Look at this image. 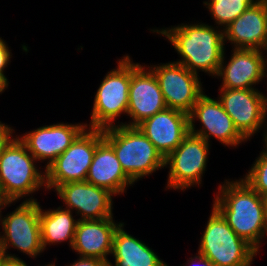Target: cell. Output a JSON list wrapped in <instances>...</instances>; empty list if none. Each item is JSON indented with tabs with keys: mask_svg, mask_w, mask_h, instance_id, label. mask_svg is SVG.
<instances>
[{
	"mask_svg": "<svg viewBox=\"0 0 267 266\" xmlns=\"http://www.w3.org/2000/svg\"><path fill=\"white\" fill-rule=\"evenodd\" d=\"M124 226L123 222L114 234V263L109 261V266H168L148 244L127 233Z\"/></svg>",
	"mask_w": 267,
	"mask_h": 266,
	"instance_id": "cell-21",
	"label": "cell"
},
{
	"mask_svg": "<svg viewBox=\"0 0 267 266\" xmlns=\"http://www.w3.org/2000/svg\"><path fill=\"white\" fill-rule=\"evenodd\" d=\"M59 206L56 209L46 210L41 208L40 205V228H41V241L44 251L49 245H57L68 241V245L72 248L75 231L78 219L75 220L71 210Z\"/></svg>",
	"mask_w": 267,
	"mask_h": 266,
	"instance_id": "cell-22",
	"label": "cell"
},
{
	"mask_svg": "<svg viewBox=\"0 0 267 266\" xmlns=\"http://www.w3.org/2000/svg\"><path fill=\"white\" fill-rule=\"evenodd\" d=\"M12 203H15V201H10L9 199H0V225H2L3 220L2 210L12 206Z\"/></svg>",
	"mask_w": 267,
	"mask_h": 266,
	"instance_id": "cell-29",
	"label": "cell"
},
{
	"mask_svg": "<svg viewBox=\"0 0 267 266\" xmlns=\"http://www.w3.org/2000/svg\"><path fill=\"white\" fill-rule=\"evenodd\" d=\"M197 253L214 266H251L259 252L239 237L212 206Z\"/></svg>",
	"mask_w": 267,
	"mask_h": 266,
	"instance_id": "cell-5",
	"label": "cell"
},
{
	"mask_svg": "<svg viewBox=\"0 0 267 266\" xmlns=\"http://www.w3.org/2000/svg\"><path fill=\"white\" fill-rule=\"evenodd\" d=\"M210 146V143L203 138L189 133L181 144L165 158V169H169L165 187L183 192L196 185L201 187Z\"/></svg>",
	"mask_w": 267,
	"mask_h": 266,
	"instance_id": "cell-9",
	"label": "cell"
},
{
	"mask_svg": "<svg viewBox=\"0 0 267 266\" xmlns=\"http://www.w3.org/2000/svg\"><path fill=\"white\" fill-rule=\"evenodd\" d=\"M256 158L242 179L263 197L267 193V153L262 149Z\"/></svg>",
	"mask_w": 267,
	"mask_h": 266,
	"instance_id": "cell-24",
	"label": "cell"
},
{
	"mask_svg": "<svg viewBox=\"0 0 267 266\" xmlns=\"http://www.w3.org/2000/svg\"><path fill=\"white\" fill-rule=\"evenodd\" d=\"M102 129L86 128L46 169L47 191L68 182L86 181L96 147L103 141Z\"/></svg>",
	"mask_w": 267,
	"mask_h": 266,
	"instance_id": "cell-8",
	"label": "cell"
},
{
	"mask_svg": "<svg viewBox=\"0 0 267 266\" xmlns=\"http://www.w3.org/2000/svg\"><path fill=\"white\" fill-rule=\"evenodd\" d=\"M148 67L158 80L167 108L189 114L204 93L200 76L175 61Z\"/></svg>",
	"mask_w": 267,
	"mask_h": 266,
	"instance_id": "cell-12",
	"label": "cell"
},
{
	"mask_svg": "<svg viewBox=\"0 0 267 266\" xmlns=\"http://www.w3.org/2000/svg\"><path fill=\"white\" fill-rule=\"evenodd\" d=\"M36 163L39 162L18 137L4 149L0 154V187L4 197L15 202L22 198L36 201L32 194L43 188L47 191L46 171Z\"/></svg>",
	"mask_w": 267,
	"mask_h": 266,
	"instance_id": "cell-4",
	"label": "cell"
},
{
	"mask_svg": "<svg viewBox=\"0 0 267 266\" xmlns=\"http://www.w3.org/2000/svg\"><path fill=\"white\" fill-rule=\"evenodd\" d=\"M0 199H8V198L4 197V195H3L2 191H1V187H0Z\"/></svg>",
	"mask_w": 267,
	"mask_h": 266,
	"instance_id": "cell-34",
	"label": "cell"
},
{
	"mask_svg": "<svg viewBox=\"0 0 267 266\" xmlns=\"http://www.w3.org/2000/svg\"><path fill=\"white\" fill-rule=\"evenodd\" d=\"M235 128L248 141L267 124V95L258 89L219 88L217 97ZM264 126V127H263Z\"/></svg>",
	"mask_w": 267,
	"mask_h": 266,
	"instance_id": "cell-10",
	"label": "cell"
},
{
	"mask_svg": "<svg viewBox=\"0 0 267 266\" xmlns=\"http://www.w3.org/2000/svg\"><path fill=\"white\" fill-rule=\"evenodd\" d=\"M14 134L15 129L13 127L0 121V154L17 137Z\"/></svg>",
	"mask_w": 267,
	"mask_h": 266,
	"instance_id": "cell-26",
	"label": "cell"
},
{
	"mask_svg": "<svg viewBox=\"0 0 267 266\" xmlns=\"http://www.w3.org/2000/svg\"><path fill=\"white\" fill-rule=\"evenodd\" d=\"M137 127L166 158L190 133L188 114L171 108L157 112Z\"/></svg>",
	"mask_w": 267,
	"mask_h": 266,
	"instance_id": "cell-17",
	"label": "cell"
},
{
	"mask_svg": "<svg viewBox=\"0 0 267 266\" xmlns=\"http://www.w3.org/2000/svg\"><path fill=\"white\" fill-rule=\"evenodd\" d=\"M264 203H265V209H266V218H267V193L263 196Z\"/></svg>",
	"mask_w": 267,
	"mask_h": 266,
	"instance_id": "cell-33",
	"label": "cell"
},
{
	"mask_svg": "<svg viewBox=\"0 0 267 266\" xmlns=\"http://www.w3.org/2000/svg\"><path fill=\"white\" fill-rule=\"evenodd\" d=\"M86 128V123L58 122L30 130L17 137L37 161L47 162L43 166L45 170Z\"/></svg>",
	"mask_w": 267,
	"mask_h": 266,
	"instance_id": "cell-15",
	"label": "cell"
},
{
	"mask_svg": "<svg viewBox=\"0 0 267 266\" xmlns=\"http://www.w3.org/2000/svg\"><path fill=\"white\" fill-rule=\"evenodd\" d=\"M5 260V258L0 254V264Z\"/></svg>",
	"mask_w": 267,
	"mask_h": 266,
	"instance_id": "cell-36",
	"label": "cell"
},
{
	"mask_svg": "<svg viewBox=\"0 0 267 266\" xmlns=\"http://www.w3.org/2000/svg\"><path fill=\"white\" fill-rule=\"evenodd\" d=\"M258 1L259 0H205L203 4L208 9L207 11L210 12L211 19L215 21L214 25L224 29Z\"/></svg>",
	"mask_w": 267,
	"mask_h": 266,
	"instance_id": "cell-23",
	"label": "cell"
},
{
	"mask_svg": "<svg viewBox=\"0 0 267 266\" xmlns=\"http://www.w3.org/2000/svg\"><path fill=\"white\" fill-rule=\"evenodd\" d=\"M186 262L183 266H214L209 259L199 253L197 255L195 253V256L189 258Z\"/></svg>",
	"mask_w": 267,
	"mask_h": 266,
	"instance_id": "cell-28",
	"label": "cell"
},
{
	"mask_svg": "<svg viewBox=\"0 0 267 266\" xmlns=\"http://www.w3.org/2000/svg\"><path fill=\"white\" fill-rule=\"evenodd\" d=\"M262 136H263V141L262 142H264V145H265V146H263V148H264L263 150L267 153V124H266V126H265V128L263 130Z\"/></svg>",
	"mask_w": 267,
	"mask_h": 266,
	"instance_id": "cell-31",
	"label": "cell"
},
{
	"mask_svg": "<svg viewBox=\"0 0 267 266\" xmlns=\"http://www.w3.org/2000/svg\"><path fill=\"white\" fill-rule=\"evenodd\" d=\"M150 31L162 35L171 43L181 58L175 62L198 76L201 71L212 77L217 75L226 52L223 29L194 22Z\"/></svg>",
	"mask_w": 267,
	"mask_h": 266,
	"instance_id": "cell-2",
	"label": "cell"
},
{
	"mask_svg": "<svg viewBox=\"0 0 267 266\" xmlns=\"http://www.w3.org/2000/svg\"><path fill=\"white\" fill-rule=\"evenodd\" d=\"M12 53L7 42L0 37V79L9 86V81L5 75V70L11 62Z\"/></svg>",
	"mask_w": 267,
	"mask_h": 266,
	"instance_id": "cell-25",
	"label": "cell"
},
{
	"mask_svg": "<svg viewBox=\"0 0 267 266\" xmlns=\"http://www.w3.org/2000/svg\"><path fill=\"white\" fill-rule=\"evenodd\" d=\"M226 61L224 52L215 78L222 81L219 88L257 89L262 80H267V56L259 49L232 48ZM267 84V82H266Z\"/></svg>",
	"mask_w": 267,
	"mask_h": 266,
	"instance_id": "cell-14",
	"label": "cell"
},
{
	"mask_svg": "<svg viewBox=\"0 0 267 266\" xmlns=\"http://www.w3.org/2000/svg\"><path fill=\"white\" fill-rule=\"evenodd\" d=\"M6 89H8V86L0 79V94H2Z\"/></svg>",
	"mask_w": 267,
	"mask_h": 266,
	"instance_id": "cell-32",
	"label": "cell"
},
{
	"mask_svg": "<svg viewBox=\"0 0 267 266\" xmlns=\"http://www.w3.org/2000/svg\"><path fill=\"white\" fill-rule=\"evenodd\" d=\"M232 48L259 49L267 44V0H259L223 29Z\"/></svg>",
	"mask_w": 267,
	"mask_h": 266,
	"instance_id": "cell-18",
	"label": "cell"
},
{
	"mask_svg": "<svg viewBox=\"0 0 267 266\" xmlns=\"http://www.w3.org/2000/svg\"><path fill=\"white\" fill-rule=\"evenodd\" d=\"M103 139L113 148L124 172L134 183L165 168V158L137 126L103 129Z\"/></svg>",
	"mask_w": 267,
	"mask_h": 266,
	"instance_id": "cell-3",
	"label": "cell"
},
{
	"mask_svg": "<svg viewBox=\"0 0 267 266\" xmlns=\"http://www.w3.org/2000/svg\"><path fill=\"white\" fill-rule=\"evenodd\" d=\"M86 181L109 190L115 196L124 194L127 187L135 185L124 172L113 148L105 140L96 147Z\"/></svg>",
	"mask_w": 267,
	"mask_h": 266,
	"instance_id": "cell-20",
	"label": "cell"
},
{
	"mask_svg": "<svg viewBox=\"0 0 267 266\" xmlns=\"http://www.w3.org/2000/svg\"><path fill=\"white\" fill-rule=\"evenodd\" d=\"M188 116L190 133L203 138L208 143L212 137L229 148H236L247 142L235 128L220 100L211 98L205 92L198 98ZM197 120L201 124L200 129L195 127Z\"/></svg>",
	"mask_w": 267,
	"mask_h": 266,
	"instance_id": "cell-11",
	"label": "cell"
},
{
	"mask_svg": "<svg viewBox=\"0 0 267 266\" xmlns=\"http://www.w3.org/2000/svg\"><path fill=\"white\" fill-rule=\"evenodd\" d=\"M231 180V181H230ZM219 184L212 206L234 232L258 252L267 235V218L263 197L242 178L225 179Z\"/></svg>",
	"mask_w": 267,
	"mask_h": 266,
	"instance_id": "cell-1",
	"label": "cell"
},
{
	"mask_svg": "<svg viewBox=\"0 0 267 266\" xmlns=\"http://www.w3.org/2000/svg\"><path fill=\"white\" fill-rule=\"evenodd\" d=\"M40 202L23 201L12 212L3 216L0 232V254L11 261H23L9 253L13 248L35 258L44 252L41 241Z\"/></svg>",
	"mask_w": 267,
	"mask_h": 266,
	"instance_id": "cell-6",
	"label": "cell"
},
{
	"mask_svg": "<svg viewBox=\"0 0 267 266\" xmlns=\"http://www.w3.org/2000/svg\"><path fill=\"white\" fill-rule=\"evenodd\" d=\"M43 266H56V264H55V262L52 261V263H49V262H48V264H45V265H43Z\"/></svg>",
	"mask_w": 267,
	"mask_h": 266,
	"instance_id": "cell-35",
	"label": "cell"
},
{
	"mask_svg": "<svg viewBox=\"0 0 267 266\" xmlns=\"http://www.w3.org/2000/svg\"><path fill=\"white\" fill-rule=\"evenodd\" d=\"M131 81V57L126 54L118 59L117 66L102 79L94 101L87 128L106 129L116 126L122 114L127 116Z\"/></svg>",
	"mask_w": 267,
	"mask_h": 266,
	"instance_id": "cell-7",
	"label": "cell"
},
{
	"mask_svg": "<svg viewBox=\"0 0 267 266\" xmlns=\"http://www.w3.org/2000/svg\"><path fill=\"white\" fill-rule=\"evenodd\" d=\"M66 266H109V262L98 259V258H89V257H80L74 262Z\"/></svg>",
	"mask_w": 267,
	"mask_h": 266,
	"instance_id": "cell-27",
	"label": "cell"
},
{
	"mask_svg": "<svg viewBox=\"0 0 267 266\" xmlns=\"http://www.w3.org/2000/svg\"><path fill=\"white\" fill-rule=\"evenodd\" d=\"M123 222L113 218L102 220H79L72 250L80 257L98 258L109 262L112 254L113 238Z\"/></svg>",
	"mask_w": 267,
	"mask_h": 266,
	"instance_id": "cell-19",
	"label": "cell"
},
{
	"mask_svg": "<svg viewBox=\"0 0 267 266\" xmlns=\"http://www.w3.org/2000/svg\"><path fill=\"white\" fill-rule=\"evenodd\" d=\"M0 266H28V264H26V262L23 261H11V260H4Z\"/></svg>",
	"mask_w": 267,
	"mask_h": 266,
	"instance_id": "cell-30",
	"label": "cell"
},
{
	"mask_svg": "<svg viewBox=\"0 0 267 266\" xmlns=\"http://www.w3.org/2000/svg\"><path fill=\"white\" fill-rule=\"evenodd\" d=\"M127 116L129 122L117 125L137 126L145 119L167 108L158 80L153 71L131 58V81Z\"/></svg>",
	"mask_w": 267,
	"mask_h": 266,
	"instance_id": "cell-13",
	"label": "cell"
},
{
	"mask_svg": "<svg viewBox=\"0 0 267 266\" xmlns=\"http://www.w3.org/2000/svg\"><path fill=\"white\" fill-rule=\"evenodd\" d=\"M56 195L65 209L80 215L78 220H102L113 218L114 194L87 181L68 182L58 186Z\"/></svg>",
	"mask_w": 267,
	"mask_h": 266,
	"instance_id": "cell-16",
	"label": "cell"
}]
</instances>
